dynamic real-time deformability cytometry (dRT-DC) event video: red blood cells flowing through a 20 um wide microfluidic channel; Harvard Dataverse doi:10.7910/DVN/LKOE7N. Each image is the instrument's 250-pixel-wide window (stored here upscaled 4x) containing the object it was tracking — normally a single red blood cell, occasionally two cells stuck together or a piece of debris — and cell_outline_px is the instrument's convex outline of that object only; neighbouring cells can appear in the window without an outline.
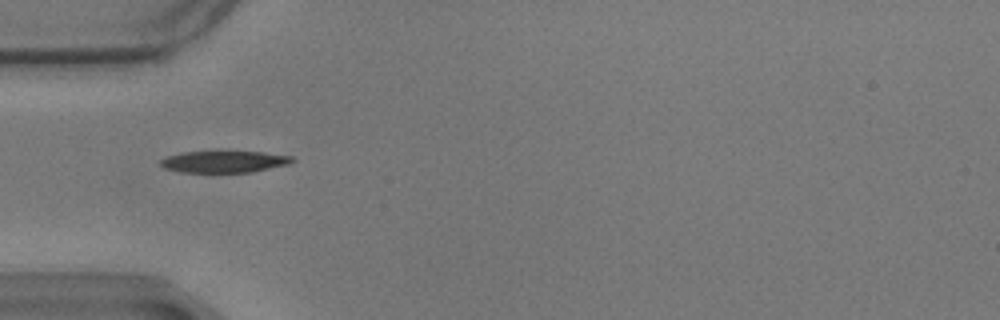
{"species": "common noctule bat (a hibernating species)", "species_latin": "Nyctalus noctula", "temperature_condition": "warm", "stored_images_in_passage": 42, "camera_frame_rate_fps": 3000, "um_per_image_px": 0.085, "animal": {"sex": "male", "body_mass_g": 17.9}, "frame": {"image": 1, "passage_image": 2, "time_ms": 0.333, "image_size_px": [1000, 320], "cell_outline_px": [[296, 160], [288, 164], [252, 172], [180, 172], [164, 168], [160, 164], [160, 160], [168, 156], [184, 152], [220, 148], [264, 152], [292, 156]], "centroid_in_image_um": [19.06, 13.68], "position_along_channel_um": 65.9, "area_um2": 17.63}}
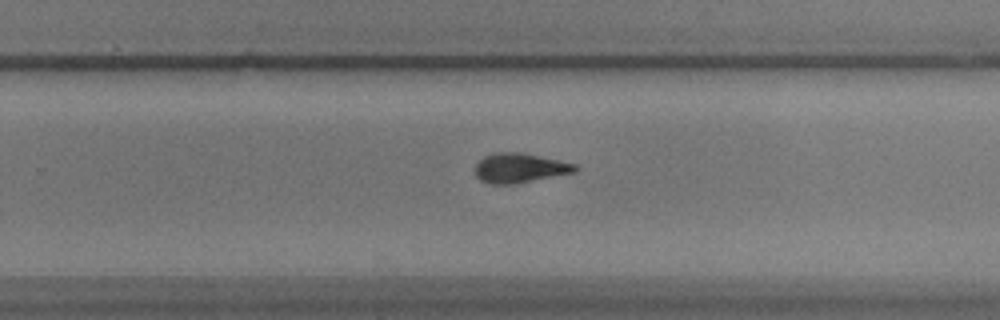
{"frame": {"image": 2, "passage_image": 21, "time_ms": 6.667, "image_size_px": [1000, 320], "cell_outline_px": [[580, 168], [576, 172], [512, 184], [492, 184], [480, 180], [476, 176], [476, 164], [484, 156], [496, 152], [520, 152], [576, 164]], "centroid_in_image_um": [44.18, 14.28], "position_along_channel_um": 285.6, "area_um2": 17.05}}
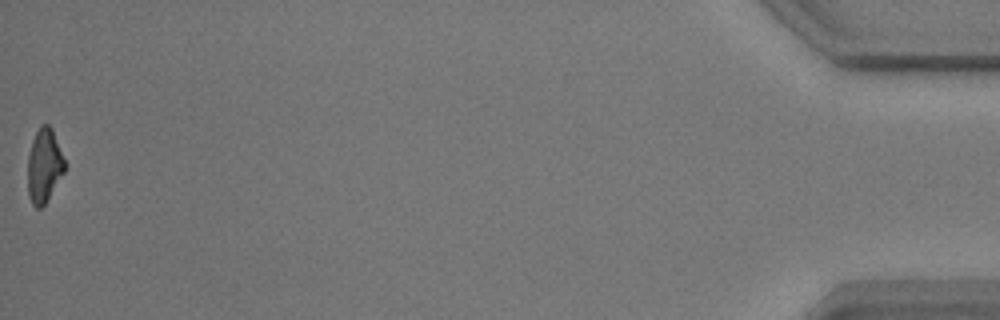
{"frame": {"image": 3, "passage_image": 42, "time_ms": 13.667, "image_size_px": [1000, 320], "cell_outline_px": [[64, 172], [44, 204], [40, 208], [36, 208], [32, 204], [28, 196], [28, 156], [32, 140], [40, 124], [48, 124], [52, 128], [64, 160]], "centroid_in_image_um": [3.73, 14.07], "position_along_channel_um": 431.5, "area_um2": 15.66}, "authors_computed_cell_mechanics": {"area_um2": 17.1377, "velocity_mm_per_s": 3.4665, "shape_relaxation_time_tau1_ms": 3.851, "shape_relaxation_time_tau2_ms": 3.2094, "deformation_change_tau1": 0.1512, "deformation_change_tau2": 0.099}}